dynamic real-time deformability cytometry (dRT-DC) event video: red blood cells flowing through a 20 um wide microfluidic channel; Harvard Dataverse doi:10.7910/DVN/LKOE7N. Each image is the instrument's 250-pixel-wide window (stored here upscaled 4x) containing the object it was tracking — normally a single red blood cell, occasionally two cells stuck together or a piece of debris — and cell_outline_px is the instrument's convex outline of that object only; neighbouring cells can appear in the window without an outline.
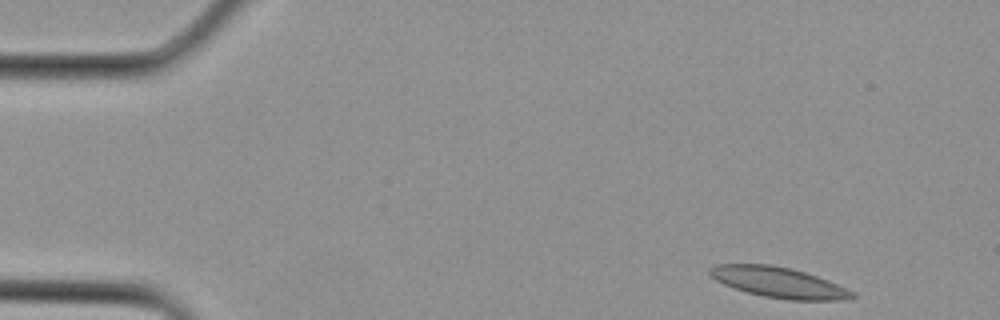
{"species": "Egyptian fruit bat (a non-hibernating species)", "species_latin": "Rousettus aegyptiacus", "temperature_condition": "cold", "stored_images_in_passage": 3, "camera_frame_rate_fps": 3000, "um_per_image_px": 0.085, "animal": {"sex": "female"}, "frame": {"image": 1, "passage_image": 1, "time_ms": 0.0, "image_size_px": [1000, 320], "cell_outline_px": [[856, 296], [844, 300], [788, 300], [764, 296], [748, 292], [724, 284], [716, 280], [708, 272], [708, 268], [716, 264], [772, 264], [804, 272], [828, 280], [856, 292]], "centroid_in_image_um": [66.21, 24.0], "position_along_channel_um": 18.8, "area_um2": 25.2}}
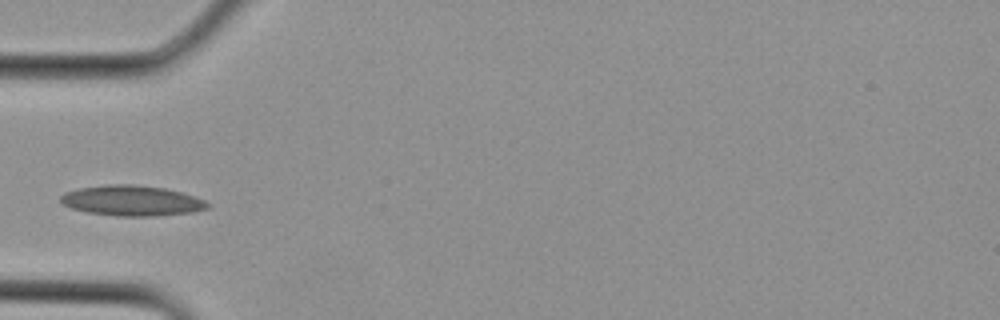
{"frame": {"image": 2, "passage_image": 3, "time_ms": 0.667, "image_size_px": [1000, 320], "cell_outline_px": [[212, 204], [208, 208], [192, 212], [156, 216], [116, 216], [88, 212], [72, 208], [64, 204], [60, 200], [60, 196], [64, 192], [80, 188], [108, 184], [132, 184], [164, 188], [180, 192], [204, 200]], "centroid_in_image_um": [11.21, 17.06], "position_along_channel_um": 73.8, "area_um2": 25.89}}